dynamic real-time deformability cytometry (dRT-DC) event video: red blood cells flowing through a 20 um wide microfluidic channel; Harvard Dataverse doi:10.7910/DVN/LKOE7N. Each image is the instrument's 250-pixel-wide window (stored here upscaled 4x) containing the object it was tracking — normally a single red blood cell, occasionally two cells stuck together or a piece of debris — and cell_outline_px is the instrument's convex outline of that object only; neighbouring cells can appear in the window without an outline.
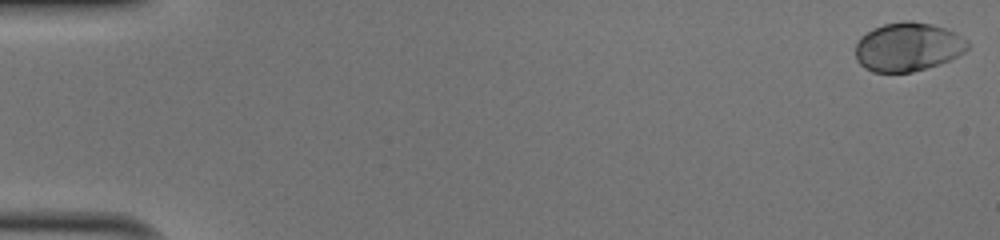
{"species": "human", "species_latin": "Homo sapiens", "temperature_condition": "cold", "stored_images_in_passage": 43, "camera_frame_rate_fps": 3000, "um_per_image_px": 0.085, "donor": {"sex": "male"}, "frame": {"image": 1, "passage_image": 1, "time_ms": 0.0, "image_size_px": [1000, 240], "cell_outline_px": [[968, 48], [964, 52], [940, 64], [912, 72], [872, 72], [864, 68], [856, 60], [856, 40], [860, 36], [872, 28], [884, 24], [904, 20], [912, 20], [932, 24], [956, 32], [968, 40]], "centroid_in_image_um": [77.15, 3.97], "position_along_channel_um": 7.9, "area_um2": 32.19}}
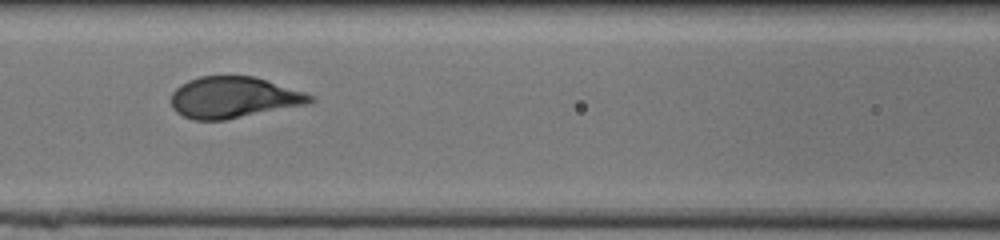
{"frame": {"image": 2, "passage_image": 23, "time_ms": 7.333, "image_size_px": [1000, 240], "cell_outline_px": [[316, 100], [312, 104], [224, 120], [192, 120], [176, 112], [172, 108], [172, 92], [180, 84], [188, 80], [200, 76], [252, 76], [304, 92], [316, 96]], "centroid_in_image_um": [19.89, 8.29], "position_along_channel_um": 146.7, "area_um2": 33.64}}
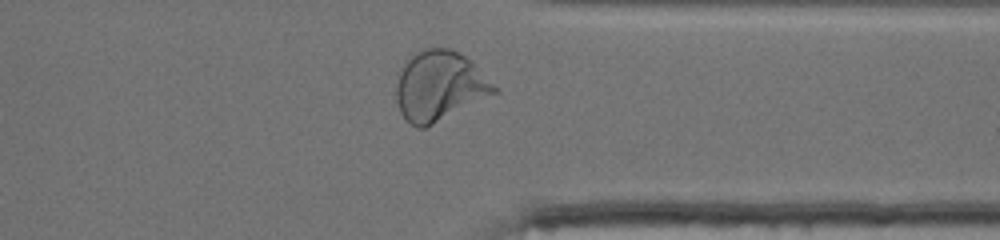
{"frame": {"image": 3, "passage_image": 40, "time_ms": 13.0, "image_size_px": [1000, 240], "cell_outline_px": [[500, 92], [424, 128], [416, 128], [408, 124], [404, 120], [400, 112], [396, 100], [396, 84], [400, 68], [416, 52], [424, 48], [452, 48], [464, 56], [500, 88]], "centroid_in_image_um": [37.35, 7.33], "position_along_channel_um": 374.0, "area_um2": 40.06}, "authors_computed_cell_mechanics": {"area_um2": 34.0442, "velocity_mm_per_s": 4.0434, "shape_relaxation_time_tau1_ms": 2.6674, "shape_relaxation_time_tau2_ms": null, "deformation_change_tau1": 0.1507, "deformation_change_tau2": null}}